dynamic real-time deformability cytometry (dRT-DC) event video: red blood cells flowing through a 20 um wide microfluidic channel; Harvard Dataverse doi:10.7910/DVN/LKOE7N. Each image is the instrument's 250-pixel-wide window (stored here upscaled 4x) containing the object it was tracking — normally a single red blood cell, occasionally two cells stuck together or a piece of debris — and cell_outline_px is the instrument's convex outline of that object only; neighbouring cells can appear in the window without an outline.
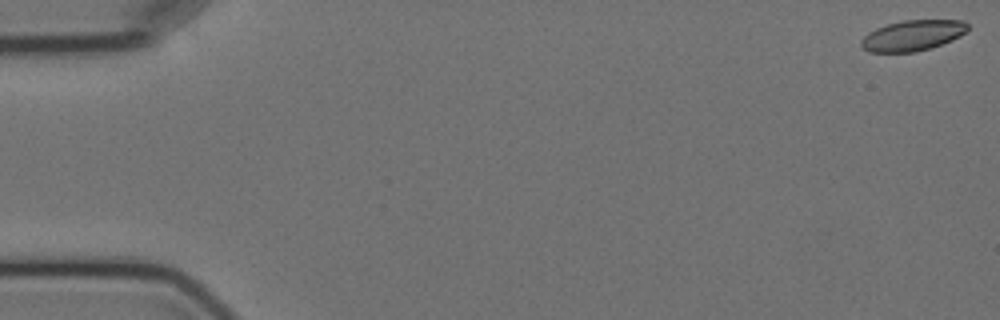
{"species": "Egyptian fruit bat (a non-hibernating species)", "species_latin": "Rousettus aegyptiacus", "temperature_condition": "cold", "stored_images_in_passage": 8, "camera_frame_rate_fps": 3000, "um_per_image_px": 0.085, "animal": {"sex": "female"}, "frame": {"image": 1, "passage_image": 1, "time_ms": 0.0, "image_size_px": [1000, 320], "cell_outline_px": [[968, 28], [960, 36], [952, 40], [916, 52], [868, 52], [860, 44], [860, 40], [868, 32], [876, 28], [888, 24], [904, 20], [964, 20], [968, 24]], "centroid_in_image_um": [77.55, 3.01], "position_along_channel_um": 7.5, "area_um2": 18.9}}
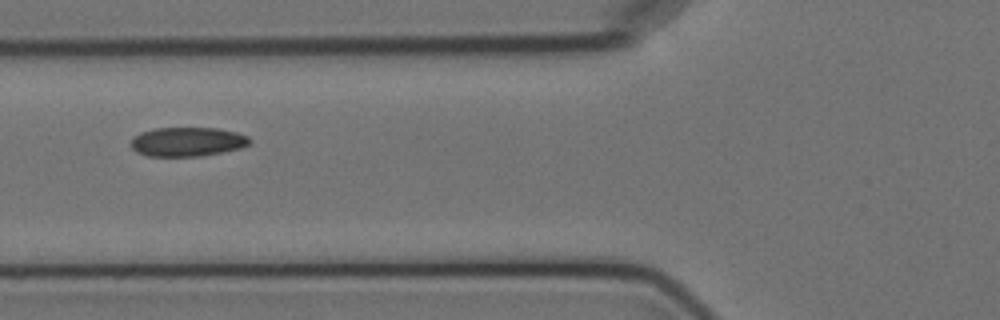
{"frame": {"image": 2, "passage_image": 7, "time_ms": 7.0, "image_size_px": [1000, 320], "cell_outline_px": [[252, 140], [248, 144], [240, 148], [200, 156], [148, 156], [136, 152], [132, 148], [132, 136], [140, 132], [156, 128], [220, 128], [236, 132], [248, 136]], "centroid_in_image_um": [15.91, 12.04], "position_along_channel_um": 109.9, "area_um2": 20.17}}
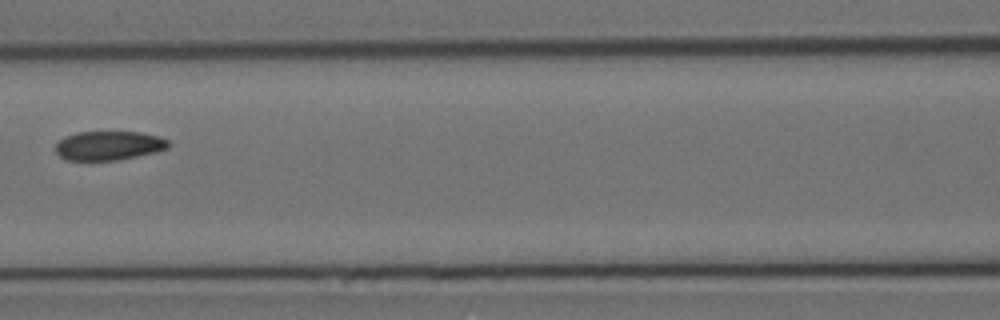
{"frame": {"image": 3, "passage_image": 8, "time_ms": 8.333, "image_size_px": [1000, 320], "cell_outline_px": [[172, 144], [168, 148], [156, 152], [116, 160], [64, 160], [56, 152], [56, 144], [64, 136], [76, 132], [140, 132], [160, 136], [168, 140]], "centroid_in_image_um": [9.26, 12.37], "position_along_channel_um": 157.3, "area_um2": 19.25}}